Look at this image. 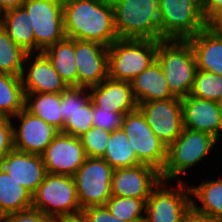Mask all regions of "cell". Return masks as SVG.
<instances>
[{
  "label": "cell",
  "mask_w": 222,
  "mask_h": 222,
  "mask_svg": "<svg viewBox=\"0 0 222 222\" xmlns=\"http://www.w3.org/2000/svg\"><path fill=\"white\" fill-rule=\"evenodd\" d=\"M63 21L65 36L70 39L106 47L118 39L111 0L63 1Z\"/></svg>",
  "instance_id": "obj_1"
},
{
  "label": "cell",
  "mask_w": 222,
  "mask_h": 222,
  "mask_svg": "<svg viewBox=\"0 0 222 222\" xmlns=\"http://www.w3.org/2000/svg\"><path fill=\"white\" fill-rule=\"evenodd\" d=\"M156 61L175 97L184 98L191 94L197 65L188 40L158 41Z\"/></svg>",
  "instance_id": "obj_2"
},
{
  "label": "cell",
  "mask_w": 222,
  "mask_h": 222,
  "mask_svg": "<svg viewBox=\"0 0 222 222\" xmlns=\"http://www.w3.org/2000/svg\"><path fill=\"white\" fill-rule=\"evenodd\" d=\"M118 38L160 41L158 0H111Z\"/></svg>",
  "instance_id": "obj_3"
},
{
  "label": "cell",
  "mask_w": 222,
  "mask_h": 222,
  "mask_svg": "<svg viewBox=\"0 0 222 222\" xmlns=\"http://www.w3.org/2000/svg\"><path fill=\"white\" fill-rule=\"evenodd\" d=\"M158 41L118 38L108 47L109 78L130 82L156 61Z\"/></svg>",
  "instance_id": "obj_4"
},
{
  "label": "cell",
  "mask_w": 222,
  "mask_h": 222,
  "mask_svg": "<svg viewBox=\"0 0 222 222\" xmlns=\"http://www.w3.org/2000/svg\"><path fill=\"white\" fill-rule=\"evenodd\" d=\"M161 40H188L206 28L203 0H158Z\"/></svg>",
  "instance_id": "obj_5"
},
{
  "label": "cell",
  "mask_w": 222,
  "mask_h": 222,
  "mask_svg": "<svg viewBox=\"0 0 222 222\" xmlns=\"http://www.w3.org/2000/svg\"><path fill=\"white\" fill-rule=\"evenodd\" d=\"M32 208L53 219L81 214L74 177L46 173L32 194Z\"/></svg>",
  "instance_id": "obj_6"
},
{
  "label": "cell",
  "mask_w": 222,
  "mask_h": 222,
  "mask_svg": "<svg viewBox=\"0 0 222 222\" xmlns=\"http://www.w3.org/2000/svg\"><path fill=\"white\" fill-rule=\"evenodd\" d=\"M218 140L211 134L183 128L181 134L167 147V158L161 179H177L187 169L209 154Z\"/></svg>",
  "instance_id": "obj_7"
},
{
  "label": "cell",
  "mask_w": 222,
  "mask_h": 222,
  "mask_svg": "<svg viewBox=\"0 0 222 222\" xmlns=\"http://www.w3.org/2000/svg\"><path fill=\"white\" fill-rule=\"evenodd\" d=\"M22 7L34 30L36 51L43 52L66 37L62 0H25Z\"/></svg>",
  "instance_id": "obj_8"
},
{
  "label": "cell",
  "mask_w": 222,
  "mask_h": 222,
  "mask_svg": "<svg viewBox=\"0 0 222 222\" xmlns=\"http://www.w3.org/2000/svg\"><path fill=\"white\" fill-rule=\"evenodd\" d=\"M125 131L139 164H144L162 172L167 158V147L153 133L143 113L136 110L126 113L122 120Z\"/></svg>",
  "instance_id": "obj_9"
},
{
  "label": "cell",
  "mask_w": 222,
  "mask_h": 222,
  "mask_svg": "<svg viewBox=\"0 0 222 222\" xmlns=\"http://www.w3.org/2000/svg\"><path fill=\"white\" fill-rule=\"evenodd\" d=\"M113 168L103 158L86 157L73 176L76 182L79 205L105 206L111 195Z\"/></svg>",
  "instance_id": "obj_10"
},
{
  "label": "cell",
  "mask_w": 222,
  "mask_h": 222,
  "mask_svg": "<svg viewBox=\"0 0 222 222\" xmlns=\"http://www.w3.org/2000/svg\"><path fill=\"white\" fill-rule=\"evenodd\" d=\"M173 190L163 185V180L152 190L145 204L144 222H181L191 207L190 187L181 180Z\"/></svg>",
  "instance_id": "obj_11"
},
{
  "label": "cell",
  "mask_w": 222,
  "mask_h": 222,
  "mask_svg": "<svg viewBox=\"0 0 222 222\" xmlns=\"http://www.w3.org/2000/svg\"><path fill=\"white\" fill-rule=\"evenodd\" d=\"M156 137L168 147L182 132V101L174 97L138 104Z\"/></svg>",
  "instance_id": "obj_12"
},
{
  "label": "cell",
  "mask_w": 222,
  "mask_h": 222,
  "mask_svg": "<svg viewBox=\"0 0 222 222\" xmlns=\"http://www.w3.org/2000/svg\"><path fill=\"white\" fill-rule=\"evenodd\" d=\"M46 173L74 176L86 159L78 137L59 132L41 154Z\"/></svg>",
  "instance_id": "obj_13"
},
{
  "label": "cell",
  "mask_w": 222,
  "mask_h": 222,
  "mask_svg": "<svg viewBox=\"0 0 222 222\" xmlns=\"http://www.w3.org/2000/svg\"><path fill=\"white\" fill-rule=\"evenodd\" d=\"M161 180L159 171L144 164L114 169L111 182V195L139 198L146 203L152 190Z\"/></svg>",
  "instance_id": "obj_14"
},
{
  "label": "cell",
  "mask_w": 222,
  "mask_h": 222,
  "mask_svg": "<svg viewBox=\"0 0 222 222\" xmlns=\"http://www.w3.org/2000/svg\"><path fill=\"white\" fill-rule=\"evenodd\" d=\"M77 87L90 88L109 77L108 47L94 41L75 39Z\"/></svg>",
  "instance_id": "obj_15"
},
{
  "label": "cell",
  "mask_w": 222,
  "mask_h": 222,
  "mask_svg": "<svg viewBox=\"0 0 222 222\" xmlns=\"http://www.w3.org/2000/svg\"><path fill=\"white\" fill-rule=\"evenodd\" d=\"M15 116L21 121L18 129L13 126V147L17 151L41 155L60 132L25 108Z\"/></svg>",
  "instance_id": "obj_16"
},
{
  "label": "cell",
  "mask_w": 222,
  "mask_h": 222,
  "mask_svg": "<svg viewBox=\"0 0 222 222\" xmlns=\"http://www.w3.org/2000/svg\"><path fill=\"white\" fill-rule=\"evenodd\" d=\"M183 128L205 132L219 139L222 113L217 102L191 96L181 98Z\"/></svg>",
  "instance_id": "obj_17"
},
{
  "label": "cell",
  "mask_w": 222,
  "mask_h": 222,
  "mask_svg": "<svg viewBox=\"0 0 222 222\" xmlns=\"http://www.w3.org/2000/svg\"><path fill=\"white\" fill-rule=\"evenodd\" d=\"M0 167L31 194L36 191L46 175L41 155L15 149L3 158Z\"/></svg>",
  "instance_id": "obj_18"
},
{
  "label": "cell",
  "mask_w": 222,
  "mask_h": 222,
  "mask_svg": "<svg viewBox=\"0 0 222 222\" xmlns=\"http://www.w3.org/2000/svg\"><path fill=\"white\" fill-rule=\"evenodd\" d=\"M32 55L27 53L24 61L25 67L29 66L27 76L24 72L21 74L25 93H61L68 88L43 52L36 53L34 61L26 64Z\"/></svg>",
  "instance_id": "obj_19"
},
{
  "label": "cell",
  "mask_w": 222,
  "mask_h": 222,
  "mask_svg": "<svg viewBox=\"0 0 222 222\" xmlns=\"http://www.w3.org/2000/svg\"><path fill=\"white\" fill-rule=\"evenodd\" d=\"M93 104L100 109L125 115L138 108L130 82L106 78L99 85L88 88Z\"/></svg>",
  "instance_id": "obj_20"
},
{
  "label": "cell",
  "mask_w": 222,
  "mask_h": 222,
  "mask_svg": "<svg viewBox=\"0 0 222 222\" xmlns=\"http://www.w3.org/2000/svg\"><path fill=\"white\" fill-rule=\"evenodd\" d=\"M188 41L196 59L197 70L222 76V36L207 26Z\"/></svg>",
  "instance_id": "obj_21"
},
{
  "label": "cell",
  "mask_w": 222,
  "mask_h": 222,
  "mask_svg": "<svg viewBox=\"0 0 222 222\" xmlns=\"http://www.w3.org/2000/svg\"><path fill=\"white\" fill-rule=\"evenodd\" d=\"M137 104L174 98L157 61L130 81Z\"/></svg>",
  "instance_id": "obj_22"
},
{
  "label": "cell",
  "mask_w": 222,
  "mask_h": 222,
  "mask_svg": "<svg viewBox=\"0 0 222 222\" xmlns=\"http://www.w3.org/2000/svg\"><path fill=\"white\" fill-rule=\"evenodd\" d=\"M43 53L68 87H77V65L75 61V39L65 37Z\"/></svg>",
  "instance_id": "obj_23"
},
{
  "label": "cell",
  "mask_w": 222,
  "mask_h": 222,
  "mask_svg": "<svg viewBox=\"0 0 222 222\" xmlns=\"http://www.w3.org/2000/svg\"><path fill=\"white\" fill-rule=\"evenodd\" d=\"M9 37L27 53L35 52V35L23 7L7 10L0 21Z\"/></svg>",
  "instance_id": "obj_24"
},
{
  "label": "cell",
  "mask_w": 222,
  "mask_h": 222,
  "mask_svg": "<svg viewBox=\"0 0 222 222\" xmlns=\"http://www.w3.org/2000/svg\"><path fill=\"white\" fill-rule=\"evenodd\" d=\"M32 207V194L0 167V216Z\"/></svg>",
  "instance_id": "obj_25"
},
{
  "label": "cell",
  "mask_w": 222,
  "mask_h": 222,
  "mask_svg": "<svg viewBox=\"0 0 222 222\" xmlns=\"http://www.w3.org/2000/svg\"><path fill=\"white\" fill-rule=\"evenodd\" d=\"M25 109L62 131L61 93H25Z\"/></svg>",
  "instance_id": "obj_26"
},
{
  "label": "cell",
  "mask_w": 222,
  "mask_h": 222,
  "mask_svg": "<svg viewBox=\"0 0 222 222\" xmlns=\"http://www.w3.org/2000/svg\"><path fill=\"white\" fill-rule=\"evenodd\" d=\"M189 189L190 194L198 198L201 203V207H198L191 198V207L222 222V179L204 181Z\"/></svg>",
  "instance_id": "obj_27"
},
{
  "label": "cell",
  "mask_w": 222,
  "mask_h": 222,
  "mask_svg": "<svg viewBox=\"0 0 222 222\" xmlns=\"http://www.w3.org/2000/svg\"><path fill=\"white\" fill-rule=\"evenodd\" d=\"M25 108V92L21 76L0 73V114L5 118Z\"/></svg>",
  "instance_id": "obj_28"
},
{
  "label": "cell",
  "mask_w": 222,
  "mask_h": 222,
  "mask_svg": "<svg viewBox=\"0 0 222 222\" xmlns=\"http://www.w3.org/2000/svg\"><path fill=\"white\" fill-rule=\"evenodd\" d=\"M103 159L113 168H126L139 164V159L132 148L125 131L117 129L111 132Z\"/></svg>",
  "instance_id": "obj_29"
},
{
  "label": "cell",
  "mask_w": 222,
  "mask_h": 222,
  "mask_svg": "<svg viewBox=\"0 0 222 222\" xmlns=\"http://www.w3.org/2000/svg\"><path fill=\"white\" fill-rule=\"evenodd\" d=\"M27 52L18 46L0 25V73L21 76Z\"/></svg>",
  "instance_id": "obj_30"
},
{
  "label": "cell",
  "mask_w": 222,
  "mask_h": 222,
  "mask_svg": "<svg viewBox=\"0 0 222 222\" xmlns=\"http://www.w3.org/2000/svg\"><path fill=\"white\" fill-rule=\"evenodd\" d=\"M145 202L139 198L111 196L105 206L117 218L126 222H144Z\"/></svg>",
  "instance_id": "obj_31"
},
{
  "label": "cell",
  "mask_w": 222,
  "mask_h": 222,
  "mask_svg": "<svg viewBox=\"0 0 222 222\" xmlns=\"http://www.w3.org/2000/svg\"><path fill=\"white\" fill-rule=\"evenodd\" d=\"M191 96L217 101L222 97V76L197 70Z\"/></svg>",
  "instance_id": "obj_32"
},
{
  "label": "cell",
  "mask_w": 222,
  "mask_h": 222,
  "mask_svg": "<svg viewBox=\"0 0 222 222\" xmlns=\"http://www.w3.org/2000/svg\"><path fill=\"white\" fill-rule=\"evenodd\" d=\"M111 132L93 126L80 138L86 157L103 158Z\"/></svg>",
  "instance_id": "obj_33"
},
{
  "label": "cell",
  "mask_w": 222,
  "mask_h": 222,
  "mask_svg": "<svg viewBox=\"0 0 222 222\" xmlns=\"http://www.w3.org/2000/svg\"><path fill=\"white\" fill-rule=\"evenodd\" d=\"M93 102L90 100L79 111H75L64 122L61 133L68 134L74 137H81L90 128L93 127Z\"/></svg>",
  "instance_id": "obj_34"
},
{
  "label": "cell",
  "mask_w": 222,
  "mask_h": 222,
  "mask_svg": "<svg viewBox=\"0 0 222 222\" xmlns=\"http://www.w3.org/2000/svg\"><path fill=\"white\" fill-rule=\"evenodd\" d=\"M85 89L88 91L85 87H68L61 92L63 125L72 113L81 110L91 100L90 94L86 95Z\"/></svg>",
  "instance_id": "obj_35"
},
{
  "label": "cell",
  "mask_w": 222,
  "mask_h": 222,
  "mask_svg": "<svg viewBox=\"0 0 222 222\" xmlns=\"http://www.w3.org/2000/svg\"><path fill=\"white\" fill-rule=\"evenodd\" d=\"M123 114L97 108L93 104V126L113 132L122 126Z\"/></svg>",
  "instance_id": "obj_36"
},
{
  "label": "cell",
  "mask_w": 222,
  "mask_h": 222,
  "mask_svg": "<svg viewBox=\"0 0 222 222\" xmlns=\"http://www.w3.org/2000/svg\"><path fill=\"white\" fill-rule=\"evenodd\" d=\"M0 222H54V219L31 207L17 213L0 216Z\"/></svg>",
  "instance_id": "obj_37"
},
{
  "label": "cell",
  "mask_w": 222,
  "mask_h": 222,
  "mask_svg": "<svg viewBox=\"0 0 222 222\" xmlns=\"http://www.w3.org/2000/svg\"><path fill=\"white\" fill-rule=\"evenodd\" d=\"M81 213L87 222H126L114 216L106 206H90Z\"/></svg>",
  "instance_id": "obj_38"
},
{
  "label": "cell",
  "mask_w": 222,
  "mask_h": 222,
  "mask_svg": "<svg viewBox=\"0 0 222 222\" xmlns=\"http://www.w3.org/2000/svg\"><path fill=\"white\" fill-rule=\"evenodd\" d=\"M13 149L12 121L10 118H4L0 122V165L3 158Z\"/></svg>",
  "instance_id": "obj_39"
},
{
  "label": "cell",
  "mask_w": 222,
  "mask_h": 222,
  "mask_svg": "<svg viewBox=\"0 0 222 222\" xmlns=\"http://www.w3.org/2000/svg\"><path fill=\"white\" fill-rule=\"evenodd\" d=\"M203 14L208 26L222 15V0H203Z\"/></svg>",
  "instance_id": "obj_40"
},
{
  "label": "cell",
  "mask_w": 222,
  "mask_h": 222,
  "mask_svg": "<svg viewBox=\"0 0 222 222\" xmlns=\"http://www.w3.org/2000/svg\"><path fill=\"white\" fill-rule=\"evenodd\" d=\"M181 222H220L207 216L206 214H202L197 212L195 209L190 207L183 215Z\"/></svg>",
  "instance_id": "obj_41"
},
{
  "label": "cell",
  "mask_w": 222,
  "mask_h": 222,
  "mask_svg": "<svg viewBox=\"0 0 222 222\" xmlns=\"http://www.w3.org/2000/svg\"><path fill=\"white\" fill-rule=\"evenodd\" d=\"M25 0H0V7L2 8L3 12L15 9L18 7H22V4Z\"/></svg>",
  "instance_id": "obj_42"
},
{
  "label": "cell",
  "mask_w": 222,
  "mask_h": 222,
  "mask_svg": "<svg viewBox=\"0 0 222 222\" xmlns=\"http://www.w3.org/2000/svg\"><path fill=\"white\" fill-rule=\"evenodd\" d=\"M54 222H87V220L81 213L73 216L57 217L54 219Z\"/></svg>",
  "instance_id": "obj_43"
},
{
  "label": "cell",
  "mask_w": 222,
  "mask_h": 222,
  "mask_svg": "<svg viewBox=\"0 0 222 222\" xmlns=\"http://www.w3.org/2000/svg\"><path fill=\"white\" fill-rule=\"evenodd\" d=\"M211 28H213L219 35L222 36V15H220L211 25Z\"/></svg>",
  "instance_id": "obj_44"
},
{
  "label": "cell",
  "mask_w": 222,
  "mask_h": 222,
  "mask_svg": "<svg viewBox=\"0 0 222 222\" xmlns=\"http://www.w3.org/2000/svg\"><path fill=\"white\" fill-rule=\"evenodd\" d=\"M216 102H217L218 108L220 109V111L222 113V97L220 99H218Z\"/></svg>",
  "instance_id": "obj_45"
},
{
  "label": "cell",
  "mask_w": 222,
  "mask_h": 222,
  "mask_svg": "<svg viewBox=\"0 0 222 222\" xmlns=\"http://www.w3.org/2000/svg\"><path fill=\"white\" fill-rule=\"evenodd\" d=\"M3 10H2V8L0 7V21H1V18H2V15H3Z\"/></svg>",
  "instance_id": "obj_46"
},
{
  "label": "cell",
  "mask_w": 222,
  "mask_h": 222,
  "mask_svg": "<svg viewBox=\"0 0 222 222\" xmlns=\"http://www.w3.org/2000/svg\"><path fill=\"white\" fill-rule=\"evenodd\" d=\"M4 118H5V117L0 114V122H1Z\"/></svg>",
  "instance_id": "obj_47"
}]
</instances>
